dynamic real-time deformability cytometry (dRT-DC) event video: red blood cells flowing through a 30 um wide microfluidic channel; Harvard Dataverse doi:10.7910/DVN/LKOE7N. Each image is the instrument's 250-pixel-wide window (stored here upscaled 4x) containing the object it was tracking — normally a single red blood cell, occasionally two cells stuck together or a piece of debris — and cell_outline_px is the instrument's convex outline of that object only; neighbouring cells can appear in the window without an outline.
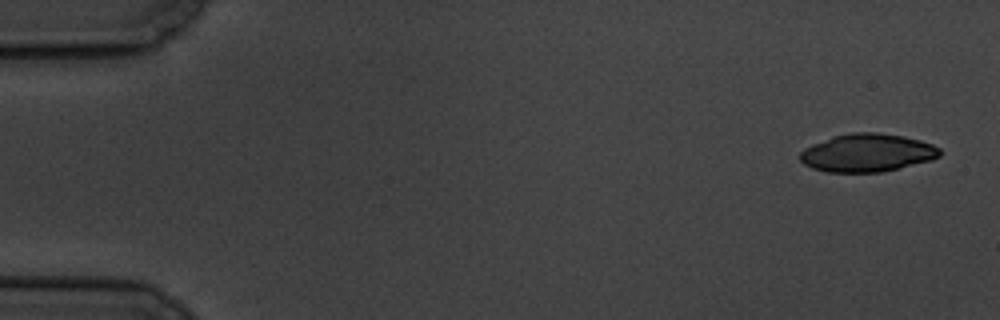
{"species": "common noctule bat (a hibernating species)", "species_latin": "Nyctalus noctula", "temperature_condition": "cold", "stored_images_in_passage": 5, "camera_frame_rate_fps": 3000, "um_per_image_px": 0.085, "animal": {"sex": "male", "body_mass_g": 19.5, "forearm_length_mm": 54.6}, "frame": {"image": 1, "passage_image": 1, "time_ms": 0.0, "image_size_px": [1000, 320], "cell_outline_px": [[940, 156], [932, 160], [900, 168], [880, 172], [828, 172], [812, 168], [804, 164], [800, 160], [800, 152], [804, 148], [812, 144], [832, 136], [852, 132], [876, 132], [904, 136], [920, 140], [932, 144], [940, 148]], "centroid_in_image_um": [73.71, 12.98], "position_along_channel_um": 11.3, "area_um2": 31.1}}